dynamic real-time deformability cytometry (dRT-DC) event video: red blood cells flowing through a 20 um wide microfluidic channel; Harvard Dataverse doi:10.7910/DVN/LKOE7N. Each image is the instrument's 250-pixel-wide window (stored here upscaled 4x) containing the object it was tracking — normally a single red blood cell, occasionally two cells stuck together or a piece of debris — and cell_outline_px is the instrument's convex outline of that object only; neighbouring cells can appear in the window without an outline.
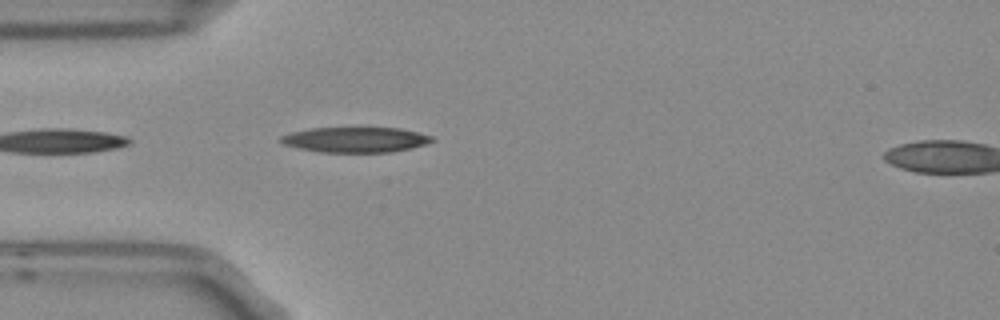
{"species": "Egyptian fruit bat (a non-hibernating species)", "species_latin": "Rousettus aegyptiacus", "temperature_condition": "room temperature", "stored_images_in_passage": 5, "segment_of_instrument_passage": [1, 2], "camera_frame_rate_fps": 3000, "um_per_image_px": 0.085, "frame": {"image": 1, "passage_image": 4, "time_ms": 1.0, "image_size_px": [1000, 320], "cell_outline_px": [[436, 140], [412, 148], [392, 152], [320, 152], [300, 148], [284, 144], [280, 140], [280, 136], [292, 132], [312, 128], [400, 128], [432, 136]], "centroid_in_image_um": [30.24, 11.87], "position_along_channel_um": 54.8, "area_um2": 22.08}}